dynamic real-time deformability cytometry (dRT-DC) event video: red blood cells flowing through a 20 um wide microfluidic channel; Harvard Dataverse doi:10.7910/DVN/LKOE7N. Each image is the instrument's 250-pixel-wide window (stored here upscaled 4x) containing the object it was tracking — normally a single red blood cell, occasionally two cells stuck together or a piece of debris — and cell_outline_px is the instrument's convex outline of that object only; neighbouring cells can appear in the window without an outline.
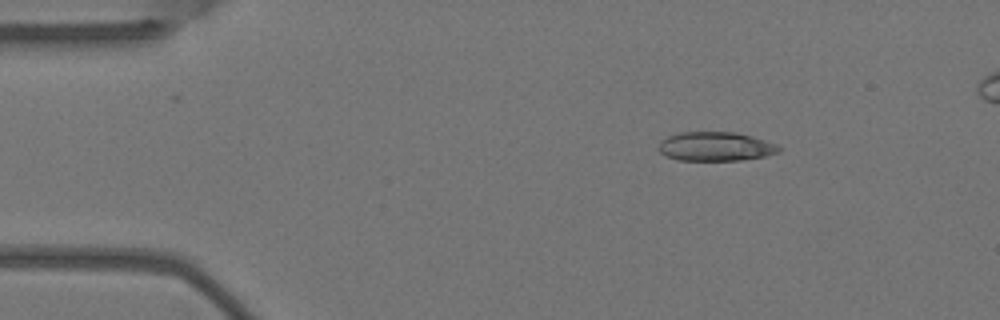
{"species": "Egyptian fruit bat (a non-hibernating species)", "species_latin": "Rousettus aegyptiacus", "temperature_condition": "warm", "stored_images_in_passage": 4, "camera_frame_rate_fps": 3000, "um_per_image_px": 0.085, "animal": {"sex": "female"}, "frame": {"image": 1, "passage_image": 1, "time_ms": 0.0, "image_size_px": [1000, 320], "cell_outline_px": [[780, 152], [764, 156], [740, 160], [676, 160], [664, 156], [660, 152], [660, 140], [668, 136], [680, 132], [736, 132], [752, 136], [776, 144], [780, 148]], "centroid_in_image_um": [60.8, 12.45], "position_along_channel_um": 24.2, "area_um2": 20.35}}
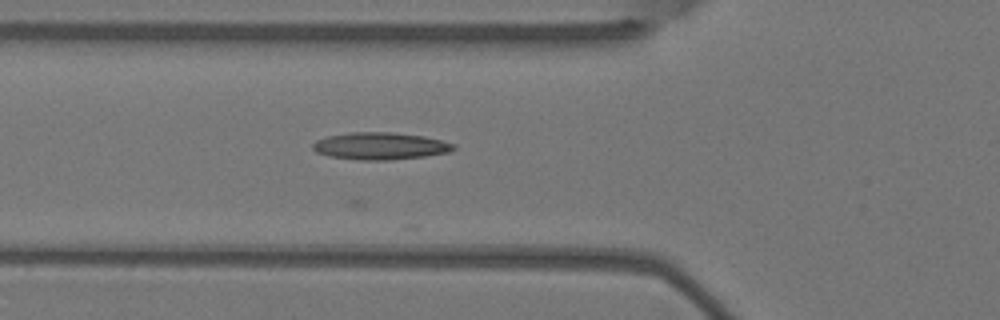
{"frame": {"image": 2, "passage_image": 4, "time_ms": 1.0, "image_size_px": [1000, 320], "cell_outline_px": [[456, 148], [448, 152], [424, 156], [392, 160], [360, 160], [328, 156], [316, 152], [312, 148], [312, 144], [316, 140], [328, 136], [348, 132], [392, 132], [424, 136], [456, 144]], "centroid_in_image_um": [32.3, 12.41], "position_along_channel_um": 93.5, "area_um2": 22.37}}